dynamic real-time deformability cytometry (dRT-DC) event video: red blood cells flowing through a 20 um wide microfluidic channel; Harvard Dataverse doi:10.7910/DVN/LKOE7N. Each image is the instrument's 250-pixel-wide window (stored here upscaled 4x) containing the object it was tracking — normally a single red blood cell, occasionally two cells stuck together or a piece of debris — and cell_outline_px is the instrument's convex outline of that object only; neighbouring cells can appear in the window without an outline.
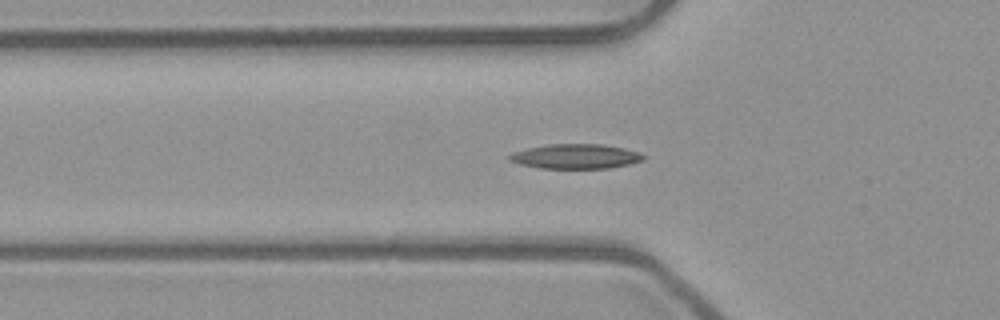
{"species": "common noctule bat (a hibernating species)", "species_latin": "Nyctalus noctula", "temperature_condition": "room temperature", "stored_images_in_passage": 47, "camera_frame_rate_fps": 3000, "um_per_image_px": 0.085, "animal": {"sex": "male", "body_mass_g": 23.1, "forearm_length_mm": 52.7}, "frame": {"image": 1, "passage_image": 18, "time_ms": 5.667, "image_size_px": [1000, 320], "cell_outline_px": [[644, 160], [628, 164], [608, 168], [540, 168], [520, 164], [508, 160], [508, 156], [512, 152], [528, 148], [548, 144], [600, 144], [624, 148], [640, 152], [644, 156]], "centroid_in_image_um": [48.91, 13.29], "position_along_channel_um": 76.9, "area_um2": 19.19}}
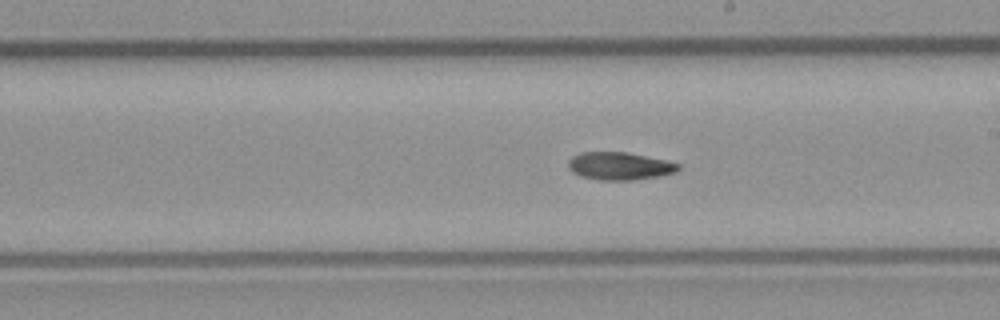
{"frame": {"image": 2, "passage_image": 30, "time_ms": 9.667, "image_size_px": [1000, 320], "cell_outline_px": [[680, 168], [676, 172], [660, 176], [632, 180], [600, 180], [580, 176], [572, 172], [568, 168], [568, 160], [572, 156], [580, 152], [624, 152], [664, 160], [680, 164]], "centroid_in_image_um": [52.63, 14.12], "position_along_channel_um": 236.4, "area_um2": 17.74}}
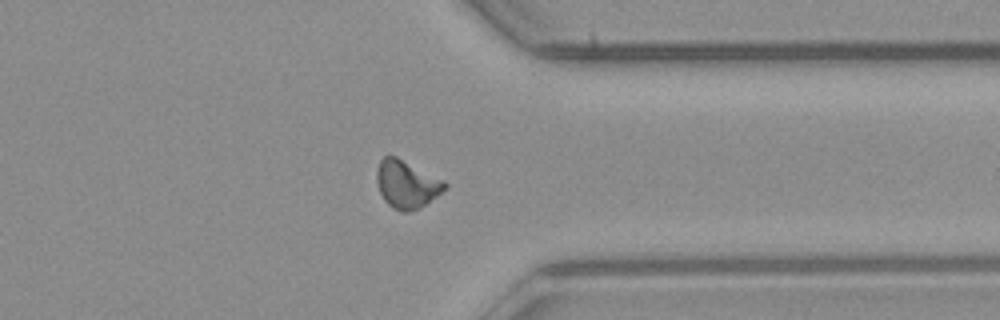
{"frame": {"image": 3, "passage_image": 41, "time_ms": 13.333, "image_size_px": [1000, 320], "cell_outline_px": [[448, 184], [436, 196], [420, 208], [408, 212], [400, 212], [392, 208], [384, 200], [380, 192], [376, 180], [376, 168], [380, 160], [384, 156], [396, 156], [444, 180]], "centroid_in_image_um": [34.53, 15.66], "position_along_channel_um": 376.9, "area_um2": 18.9}}